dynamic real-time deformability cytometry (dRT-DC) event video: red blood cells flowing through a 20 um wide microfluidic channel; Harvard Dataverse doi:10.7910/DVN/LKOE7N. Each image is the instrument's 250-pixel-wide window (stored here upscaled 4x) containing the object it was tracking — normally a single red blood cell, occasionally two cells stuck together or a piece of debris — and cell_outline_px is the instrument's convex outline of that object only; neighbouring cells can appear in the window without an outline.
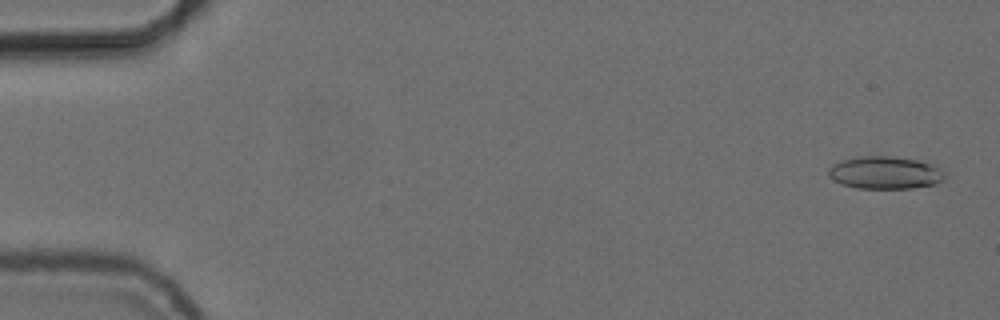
{"species": "common noctule bat (a hibernating species)", "species_latin": "Nyctalus noctula", "temperature_condition": "cold", "stored_images_in_passage": 55, "camera_frame_rate_fps": 3000, "um_per_image_px": 0.085, "animal": {"sex": "female", "body_mass_g": 24.6, "forearm_length_mm": 56.2}, "frame": {"image": 1, "passage_image": 2, "time_ms": 0.333, "image_size_px": [1000, 320], "cell_outline_px": [[944, 180], [936, 184], [912, 188], [856, 188], [832, 180], [828, 176], [828, 168], [832, 164], [844, 160], [860, 156], [892, 156], [916, 160], [932, 164], [940, 168], [944, 172]], "centroid_in_image_um": [75.23, 14.68], "position_along_channel_um": 9.8, "area_um2": 22.08}}
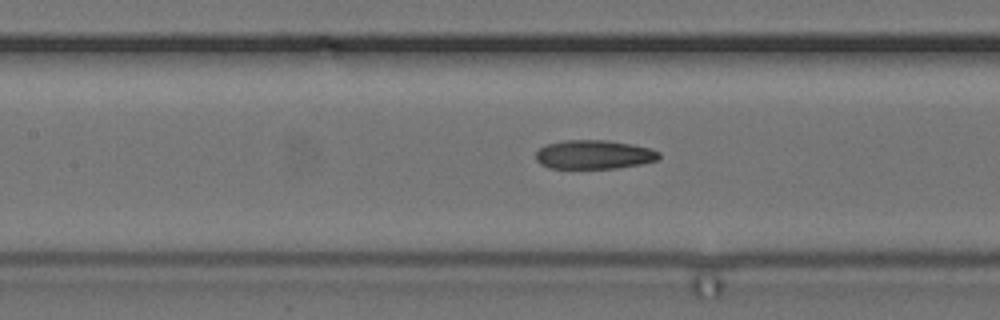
{"frame": {"image": 2, "passage_image": 25, "time_ms": 8.0, "image_size_px": [1000, 320], "cell_outline_px": [[660, 156], [656, 160], [640, 164], [616, 168], [548, 168], [540, 164], [536, 160], [536, 152], [540, 148], [548, 144], [564, 140], [608, 140], [632, 144], [652, 148], [660, 152]], "centroid_in_image_um": [50.49, 13.13], "position_along_channel_um": 156.9, "area_um2": 20.81}}
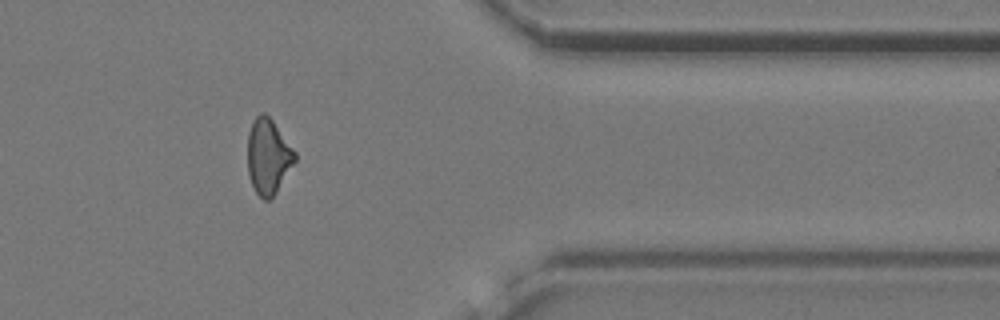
{"frame": {"image": 3, "passage_image": 45, "time_ms": 14.667, "image_size_px": [1000, 320], "cell_outline_px": [[296, 160], [276, 192], [268, 200], [264, 200], [256, 192], [252, 184], [248, 172], [248, 132], [252, 120], [260, 112], [264, 112], [272, 120], [296, 152]], "centroid_in_image_um": [22.79, 13.27], "position_along_channel_um": 388.6, "area_um2": 20.58}, "authors_computed_cell_mechanics": {"area_um2": 21.386, "velocity_mm_per_s": 3.7468, "shape_relaxation_time_tau1_ms": 10.7117, "shape_relaxation_time_tau2_ms": 3.4009, "deformation_change_tau1": 0.2157, "deformation_change_tau2": 0.0991}}